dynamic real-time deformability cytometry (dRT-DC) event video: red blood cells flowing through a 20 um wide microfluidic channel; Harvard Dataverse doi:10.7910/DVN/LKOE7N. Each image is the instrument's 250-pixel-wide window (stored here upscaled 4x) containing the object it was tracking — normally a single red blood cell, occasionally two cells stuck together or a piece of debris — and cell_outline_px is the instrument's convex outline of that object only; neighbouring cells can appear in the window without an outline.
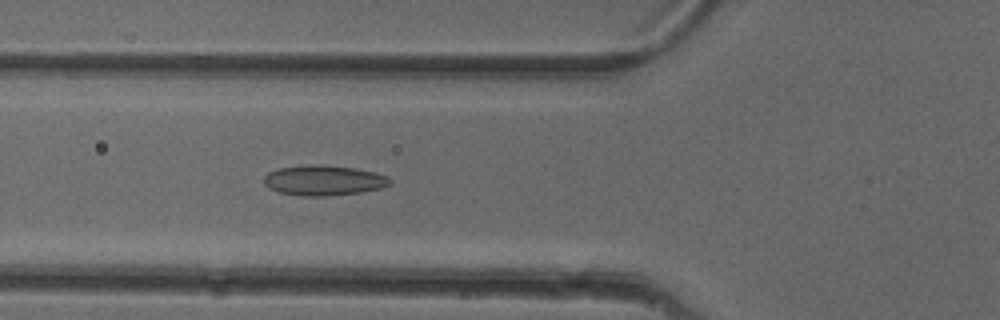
{"species": "common noctule bat (a hibernating species)", "species_latin": "Nyctalus noctula", "temperature_condition": "cold", "stored_images_in_passage": 41, "camera_frame_rate_fps": 3000, "um_per_image_px": 0.085, "animal": {"sex": "female"}, "frame": {"image": 1, "passage_image": 8, "time_ms": 2.333, "image_size_px": [1000, 320], "cell_outline_px": [[392, 184], [380, 188], [360, 192], [328, 196], [304, 196], [280, 192], [268, 188], [264, 184], [264, 176], [268, 172], [280, 168], [312, 164], [320, 164], [356, 168], [376, 172], [388, 176], [392, 180]], "centroid_in_image_um": [27.54, 15.32], "position_along_channel_um": 98.3, "area_um2": 22.31}}
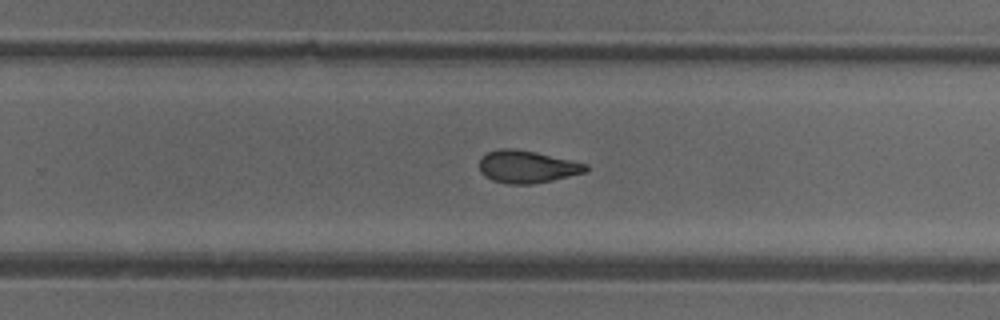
{"frame": {"image": 2, "passage_image": 22, "time_ms": 7.0, "image_size_px": [1000, 320], "cell_outline_px": [[588, 172], [552, 180], [532, 184], [508, 184], [492, 180], [480, 172], [480, 160], [488, 152], [500, 148], [512, 148], [536, 152], [572, 160], [588, 164]], "centroid_in_image_um": [44.83, 14.17], "position_along_channel_um": 285.0, "area_um2": 20.11}}
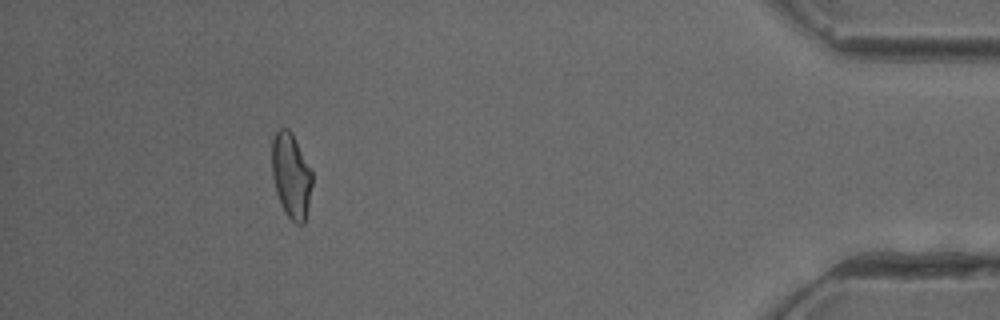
{"frame": {"image": 3, "passage_image": 36, "time_ms": 11.667, "image_size_px": [1000, 320], "cell_outline_px": [[312, 184], [304, 224], [296, 224], [284, 212], [280, 204], [276, 192], [272, 176], [272, 140], [276, 132], [280, 128], [288, 128], [292, 132], [312, 172]], "centroid_in_image_um": [24.73, 14.92], "position_along_channel_um": 410.5, "area_um2": 19.88}, "authors_computed_cell_mechanics": {"area_um2": 20.4034, "velocity_mm_per_s": 3.9943, "shape_relaxation_time_tau1_ms": 7.7897, "shape_relaxation_time_tau2_ms": 1.8349, "deformation_change_tau1": 0.1582, "deformation_change_tau2": 0.0779}}